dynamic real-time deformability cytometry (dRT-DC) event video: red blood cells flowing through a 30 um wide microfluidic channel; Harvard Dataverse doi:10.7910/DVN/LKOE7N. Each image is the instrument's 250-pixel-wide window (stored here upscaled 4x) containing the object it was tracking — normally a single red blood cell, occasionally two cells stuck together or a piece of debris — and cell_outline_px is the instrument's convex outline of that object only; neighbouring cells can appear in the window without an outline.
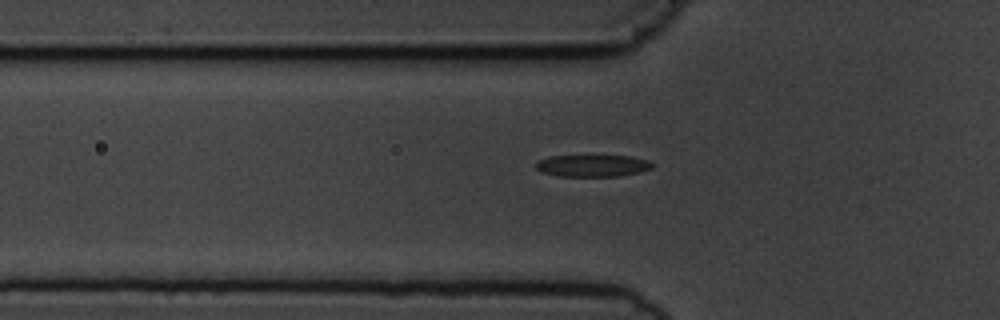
{"species": "common noctule bat (a hibernating species)", "species_latin": "Nyctalus noctula", "temperature_condition": "cold", "stored_images_in_passage": 40, "camera_frame_rate_fps": 3000, "um_per_image_px": 0.085, "animal": {"sex": "male", "body_mass_g": 19.5, "forearm_length_mm": 54.6}, "frame": {"image": 1, "passage_image": 7, "time_ms": 2.0, "image_size_px": [1000, 320], "cell_outline_px": [[652, 168], [640, 172], [620, 176], [556, 176], [540, 172], [536, 168], [536, 160], [548, 156], [632, 156], [648, 160], [652, 164]], "centroid_in_image_um": [50.32, 14.08], "position_along_channel_um": 75.5, "area_um2": 14.97}}
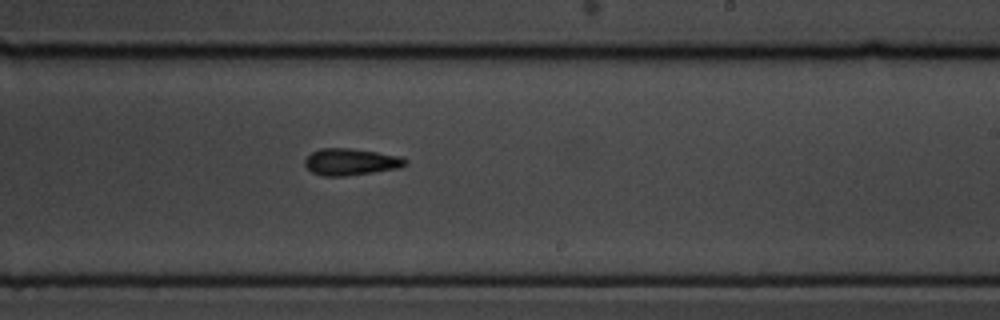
{"frame": {"image": 2, "passage_image": 22, "time_ms": 7.0, "image_size_px": [1000, 320], "cell_outline_px": [[408, 164], [400, 168], [344, 176], [324, 176], [312, 172], [304, 164], [304, 160], [312, 152], [320, 148], [352, 148], [400, 156], [408, 160]], "centroid_in_image_um": [29.83, 13.75], "position_along_channel_um": 259.2, "area_um2": 15.66}}
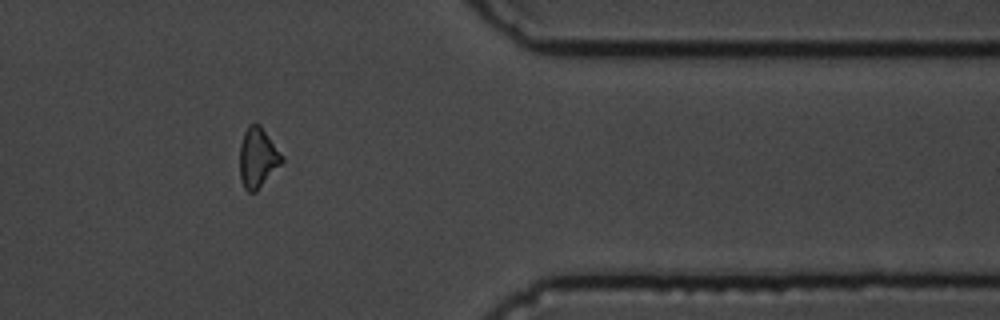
{"frame": {"image": 3, "passage_image": 34, "time_ms": 11.0, "image_size_px": [1000, 320], "cell_outline_px": [[284, 160], [256, 192], [248, 192], [244, 188], [240, 180], [240, 144], [244, 132], [248, 124], [260, 124], [284, 156]], "centroid_in_image_um": [21.9, 13.4], "position_along_channel_um": 389.5, "area_um2": 14.8}, "authors_computed_cell_mechanics": {"area_um2": 15.2881, "velocity_mm_per_s": 3.6702, "shape_relaxation_time_tau1_ms": 3.1849, "shape_relaxation_time_tau2_ms": 9.1835, "deformation_change_tau1": 0.1303, "deformation_change_tau2": 0.2083}}